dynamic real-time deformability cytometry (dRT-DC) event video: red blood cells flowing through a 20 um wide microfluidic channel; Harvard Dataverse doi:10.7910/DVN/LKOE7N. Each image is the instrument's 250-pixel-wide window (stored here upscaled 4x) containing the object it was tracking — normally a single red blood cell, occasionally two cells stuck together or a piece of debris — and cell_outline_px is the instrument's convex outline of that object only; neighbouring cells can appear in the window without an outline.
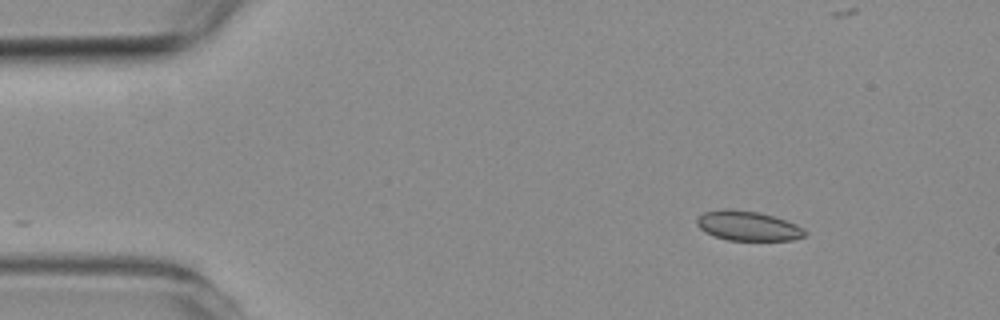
{"species": "common noctule bat (a hibernating species)", "species_latin": "Nyctalus noctula", "temperature_condition": "room temperature", "stored_images_in_passage": 4, "camera_frame_rate_fps": 3000, "um_per_image_px": 0.085, "animal": {"sex": "female", "body_mass_g": 19.3, "forearm_length_mm": 54.1}, "frame": {"image": 1, "passage_image": 1, "time_ms": 0.0, "image_size_px": [1000, 320], "cell_outline_px": [[808, 232], [804, 236], [792, 240], [728, 240], [704, 232], [696, 224], [696, 220], [704, 212], [756, 212], [772, 216], [796, 224], [804, 228]], "centroid_in_image_um": [63.64, 19.26], "position_along_channel_um": 21.4, "area_um2": 17.74}}